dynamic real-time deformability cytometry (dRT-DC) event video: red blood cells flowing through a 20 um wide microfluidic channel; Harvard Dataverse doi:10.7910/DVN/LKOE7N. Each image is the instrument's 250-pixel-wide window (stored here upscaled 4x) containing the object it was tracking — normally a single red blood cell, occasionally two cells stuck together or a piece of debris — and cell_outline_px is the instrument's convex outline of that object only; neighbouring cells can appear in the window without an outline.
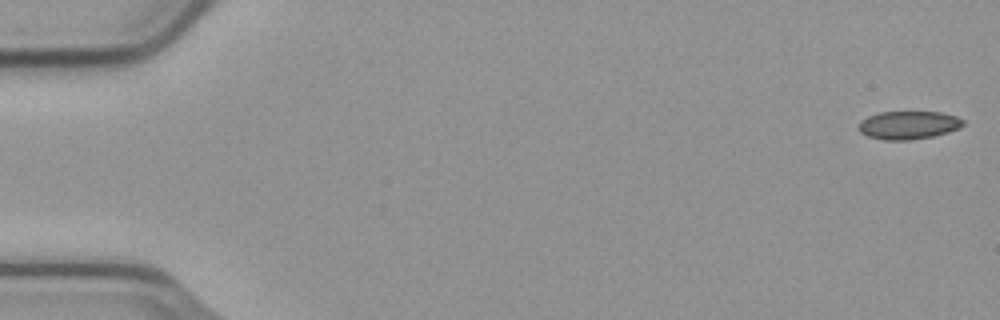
{"species": "common noctule bat (a hibernating species)", "species_latin": "Nyctalus noctula", "temperature_condition": "cold", "stored_images_in_passage": 55, "camera_frame_rate_fps": 3000, "um_per_image_px": 0.085, "animal": {"sex": "male", "body_mass_g": 23.1, "forearm_length_mm": 52.7}, "frame": {"image": 1, "passage_image": 1, "time_ms": 0.0, "image_size_px": [1000, 320], "cell_outline_px": [[964, 124], [960, 128], [948, 132], [932, 136], [912, 140], [884, 140], [868, 136], [860, 132], [856, 128], [860, 120], [868, 116], [880, 112], [940, 112], [956, 116], [964, 120]], "centroid_in_image_um": [77.19, 10.63], "position_along_channel_um": 7.8, "area_um2": 17.28}}
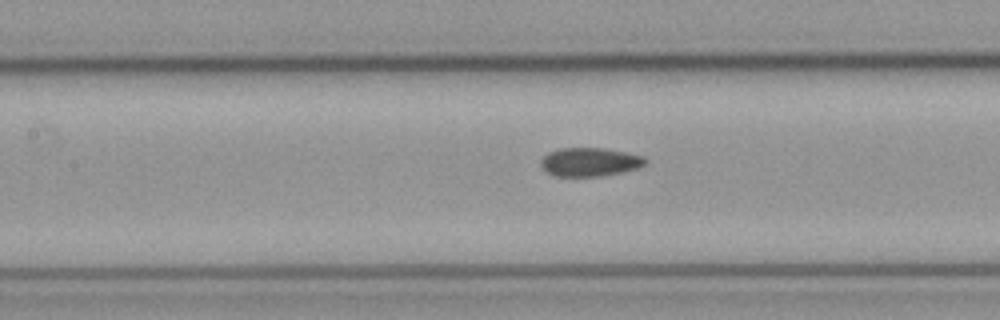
{"frame": {"image": 2, "passage_image": 25, "time_ms": 8.0, "image_size_px": [1000, 320], "cell_outline_px": [[648, 160], [640, 168], [624, 172], [600, 176], [552, 176], [544, 172], [540, 164], [540, 160], [548, 152], [560, 148], [604, 148], [644, 156]], "centroid_in_image_um": [50.11, 13.78], "position_along_channel_um": 157.3, "area_um2": 17.69}}
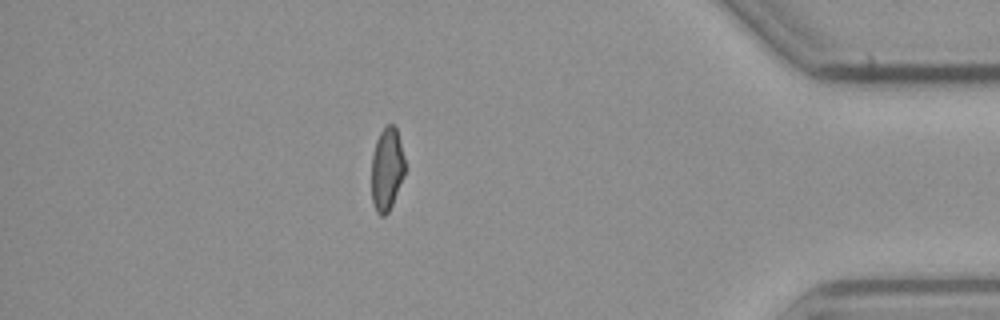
{"frame": {"image": 3, "passage_image": 48, "time_ms": 15.667, "image_size_px": [1000, 320], "cell_outline_px": [[404, 176], [392, 204], [388, 212], [384, 216], [380, 216], [376, 212], [372, 204], [372, 156], [376, 140], [380, 132], [388, 124], [392, 124], [396, 128], [400, 140], [404, 156]], "centroid_in_image_um": [32.87, 14.39], "position_along_channel_um": 402.3, "area_um2": 16.13}, "authors_computed_cell_mechanics": {"area_um2": 17.6868, "velocity_mm_per_s": 3.7524, "shape_relaxation_time_tau1_ms": null, "shape_relaxation_time_tau2_ms": 4.2466, "deformation_change_tau1": null, "deformation_change_tau2": 0.0796}}